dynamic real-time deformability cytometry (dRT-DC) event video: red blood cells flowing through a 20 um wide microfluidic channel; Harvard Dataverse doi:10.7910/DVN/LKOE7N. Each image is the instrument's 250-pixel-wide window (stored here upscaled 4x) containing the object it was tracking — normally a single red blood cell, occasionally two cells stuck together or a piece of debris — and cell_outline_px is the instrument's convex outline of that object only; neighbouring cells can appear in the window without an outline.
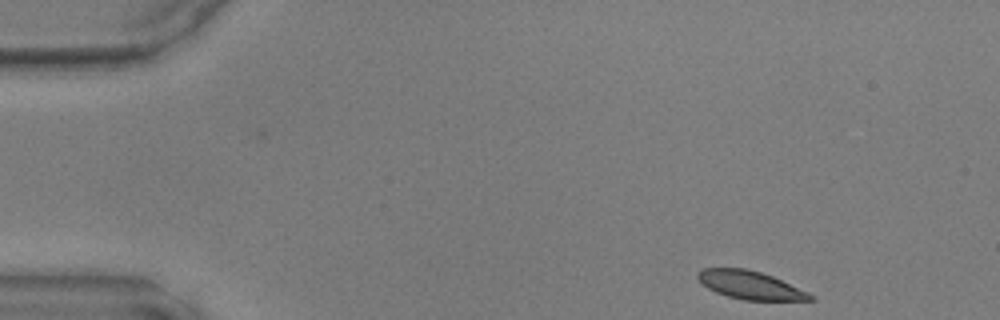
{"species": "common noctule bat (a hibernating species)", "species_latin": "Nyctalus noctula", "temperature_condition": "warm", "stored_images_in_passage": 43, "camera_frame_rate_fps": 3000, "um_per_image_px": 0.085, "animal": {"sex": "male", "body_mass_g": 17.9, "forearm_length_mm": 54.2}, "frame": {"image": 1, "passage_image": 1, "time_ms": 0.0, "image_size_px": [1000, 320], "cell_outline_px": [[816, 300], [744, 300], [728, 296], [716, 292], [700, 284], [696, 276], [696, 272], [704, 268], [744, 268], [760, 272], [772, 276], [808, 292], [816, 296]], "centroid_in_image_um": [63.74, 24.23], "position_along_channel_um": 21.3, "area_um2": 18.5}}
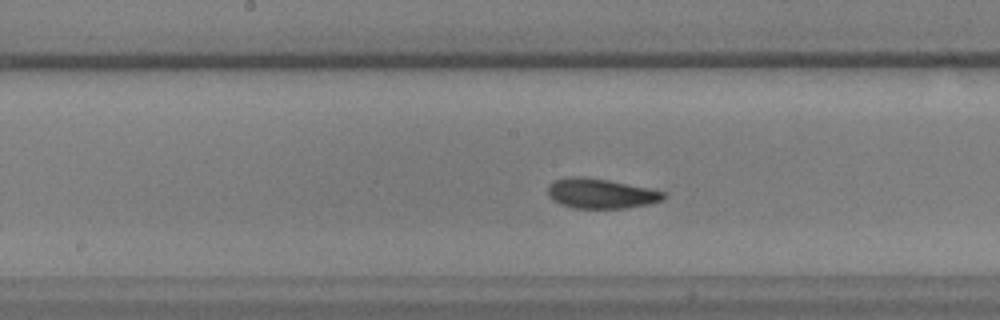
{"frame": {"image": 2, "passage_image": 20, "time_ms": 6.333, "image_size_px": [1000, 320], "cell_outline_px": [[664, 196], [660, 200], [648, 204], [624, 208], [572, 208], [560, 204], [552, 200], [548, 196], [548, 184], [552, 180], [572, 176], [584, 176], [608, 180], [648, 188], [664, 192]], "centroid_in_image_um": [50.97, 16.44], "position_along_channel_um": 197.2, "area_um2": 20.11}}
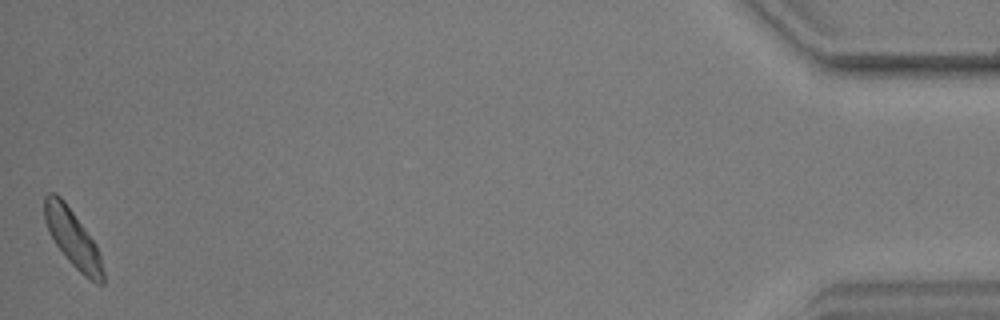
{"frame": {"image": 3, "passage_image": 43, "time_ms": 14.0, "image_size_px": [1000, 320], "cell_outline_px": [[104, 284], [96, 284], [84, 276], [68, 260], [56, 244], [48, 232], [44, 220], [44, 196], [48, 192], [56, 192], [64, 200], [96, 244], [100, 252], [104, 272]], "centroid_in_image_um": [6.18, 20.25], "position_along_channel_um": 429.0, "area_um2": 19.71}}